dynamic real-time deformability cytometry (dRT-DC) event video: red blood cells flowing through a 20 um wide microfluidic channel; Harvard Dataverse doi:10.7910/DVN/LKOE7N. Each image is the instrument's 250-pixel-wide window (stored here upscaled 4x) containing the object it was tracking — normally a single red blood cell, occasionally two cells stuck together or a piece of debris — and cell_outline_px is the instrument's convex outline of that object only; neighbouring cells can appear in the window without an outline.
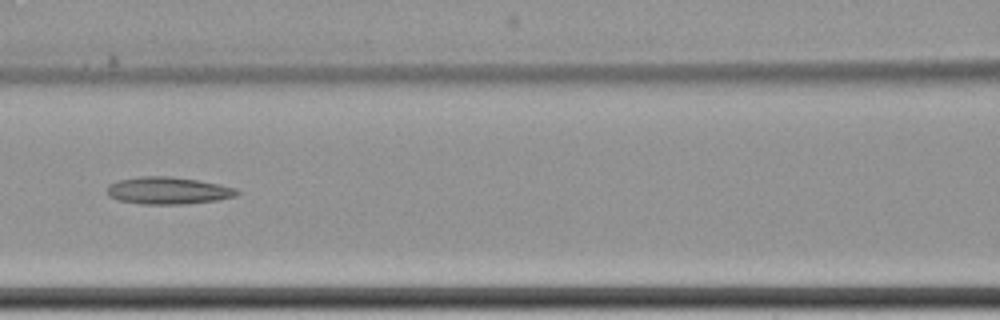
{"species": "common noctule bat (a hibernating species)", "species_latin": "Nyctalus noctula", "temperature_condition": "cold", "stored_images_in_passage": 6, "camera_frame_rate_fps": 3000, "um_per_image_px": 0.085, "animal": {"sex": "female", "body_mass_g": 22.7, "forearm_length_mm": 54.2}, "frame": {"image": 1, "passage_image": 6, "time_ms": 6.333, "image_size_px": [1000, 320], "cell_outline_px": [[240, 192], [236, 196], [216, 200], [184, 204], [140, 204], [120, 200], [108, 196], [108, 184], [116, 180], [140, 176], [172, 176], [220, 184], [236, 188]], "centroid_in_image_um": [14.27, 16.19], "position_along_channel_um": 152.3, "area_um2": 20.63}}